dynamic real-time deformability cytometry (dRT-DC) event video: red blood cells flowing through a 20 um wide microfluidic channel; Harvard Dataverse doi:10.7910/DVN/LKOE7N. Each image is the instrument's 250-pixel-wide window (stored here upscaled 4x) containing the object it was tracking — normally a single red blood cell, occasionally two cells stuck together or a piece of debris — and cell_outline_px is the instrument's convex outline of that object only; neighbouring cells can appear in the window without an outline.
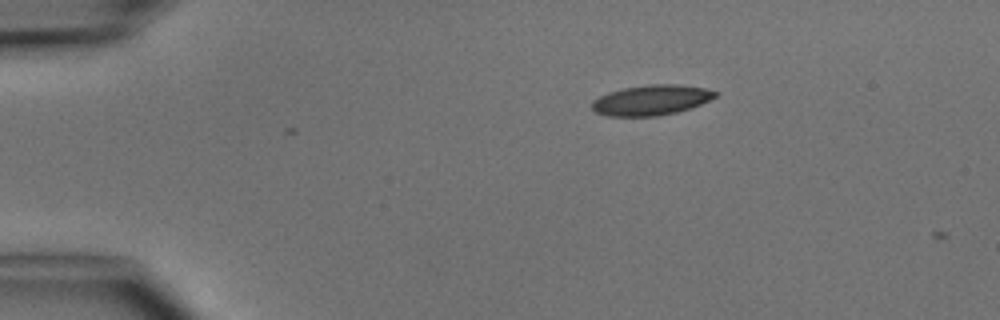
{"species": "common noctule bat (a hibernating species)", "species_latin": "Nyctalus noctula", "temperature_condition": "cold", "stored_images_in_passage": 4, "camera_frame_rate_fps": 3000, "um_per_image_px": 0.085, "animal": {"sex": "male", "body_mass_g": 15.6}, "frame": {"image": 1, "passage_image": 1, "time_ms": 0.0, "image_size_px": [1000, 320], "cell_outline_px": [[720, 92], [716, 96], [692, 108], [676, 112], [656, 116], [608, 116], [596, 112], [592, 108], [592, 100], [608, 92], [624, 88], [648, 84], [676, 84], [704, 88]], "centroid_in_image_um": [55.36, 8.5], "position_along_channel_um": 29.6, "area_um2": 21.68}}
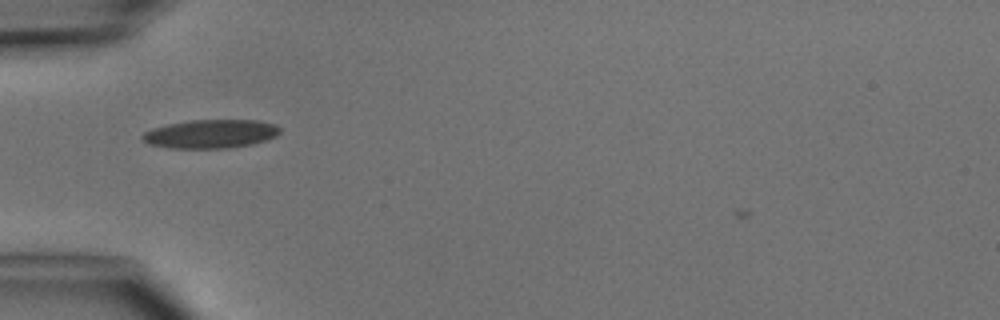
{"frame": {"image": 2, "passage_image": 3, "time_ms": 2.333, "image_size_px": [1000, 320], "cell_outline_px": [[280, 132], [276, 136], [252, 144], [228, 148], [168, 148], [148, 144], [140, 136], [144, 132], [152, 128], [168, 124], [192, 120], [260, 120], [276, 124], [280, 128]], "centroid_in_image_um": [17.9, 11.38], "position_along_channel_um": 67.1, "area_um2": 23.0}}